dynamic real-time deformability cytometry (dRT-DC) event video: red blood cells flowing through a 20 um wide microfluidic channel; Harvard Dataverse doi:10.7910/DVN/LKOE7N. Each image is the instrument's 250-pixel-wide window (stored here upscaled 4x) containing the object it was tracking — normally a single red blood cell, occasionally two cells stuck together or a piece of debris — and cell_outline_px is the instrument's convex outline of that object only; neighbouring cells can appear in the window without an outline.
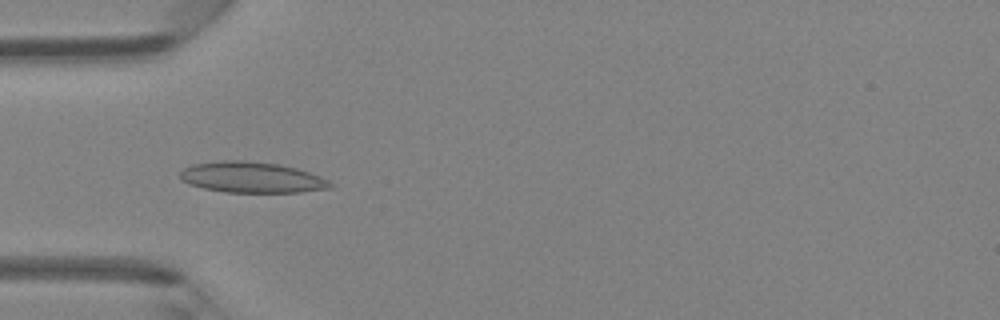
{"species": "Egyptian fruit bat (a non-hibernating species)", "species_latin": "Rousettus aegyptiacus", "temperature_condition": "room temperature", "stored_images_in_passage": 36, "camera_frame_rate_fps": 3000, "um_per_image_px": 0.085, "animal": {"sex": "female"}, "frame": {"image": 1, "passage_image": 4, "time_ms": 1.0, "image_size_px": [1000, 320], "cell_outline_px": [[332, 188], [300, 192], [224, 192], [204, 188], [188, 184], [180, 180], [180, 172], [184, 168], [192, 164], [220, 160], [244, 160], [280, 164], [296, 168], [320, 176], [328, 180], [332, 184]], "centroid_in_image_um": [21.37, 15.07], "position_along_channel_um": 63.6, "area_um2": 27.11}}
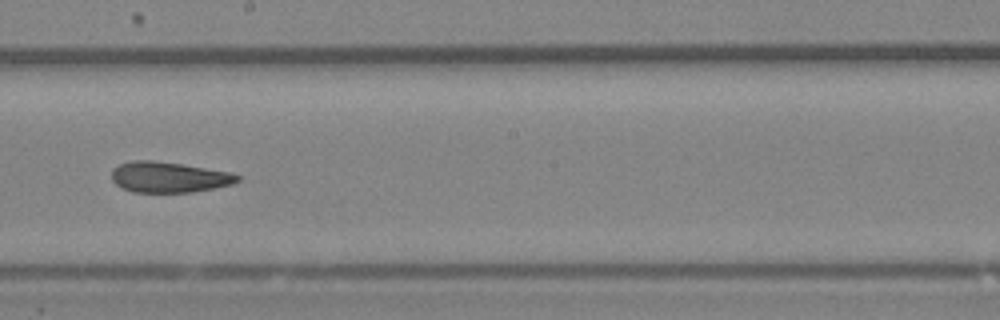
{"frame": {"image": 2, "passage_image": 16, "time_ms": 5.0, "image_size_px": [1000, 320], "cell_outline_px": [[240, 180], [232, 184], [192, 192], [132, 192], [116, 184], [112, 180], [112, 168], [120, 164], [132, 160], [152, 160], [180, 164], [228, 172], [240, 176]], "centroid_in_image_um": [14.32, 15.06], "position_along_channel_um": 233.9, "area_um2": 22.2}}
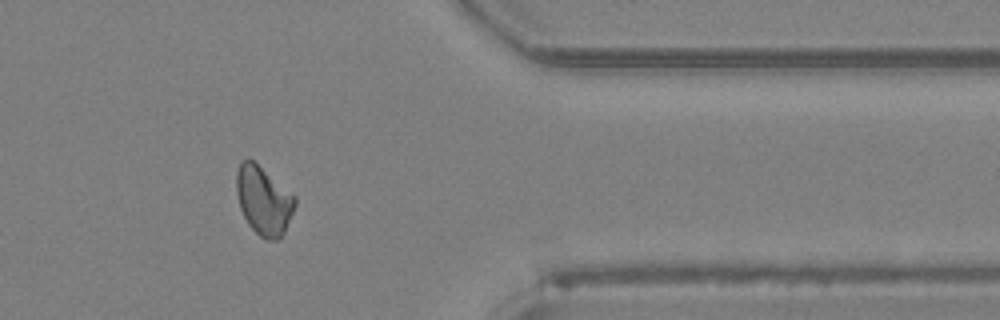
{"frame": {"image": 3, "passage_image": 28, "time_ms": 9.0, "image_size_px": [1000, 320], "cell_outline_px": [[296, 204], [284, 232], [276, 240], [268, 240], [260, 236], [248, 224], [240, 208], [236, 192], [236, 172], [240, 160], [252, 160], [296, 196]], "centroid_in_image_um": [22.39, 17.04], "position_along_channel_um": 389.0, "area_um2": 23.12}, "authors_computed_cell_mechanics": {"area_um2": 23.0911, "velocity_mm_per_s": 4.3055, "shape_relaxation_time_tau1_ms": null, "shape_relaxation_time_tau2_ms": 2.687, "deformation_change_tau1": null, "deformation_change_tau2": 0.0918}}